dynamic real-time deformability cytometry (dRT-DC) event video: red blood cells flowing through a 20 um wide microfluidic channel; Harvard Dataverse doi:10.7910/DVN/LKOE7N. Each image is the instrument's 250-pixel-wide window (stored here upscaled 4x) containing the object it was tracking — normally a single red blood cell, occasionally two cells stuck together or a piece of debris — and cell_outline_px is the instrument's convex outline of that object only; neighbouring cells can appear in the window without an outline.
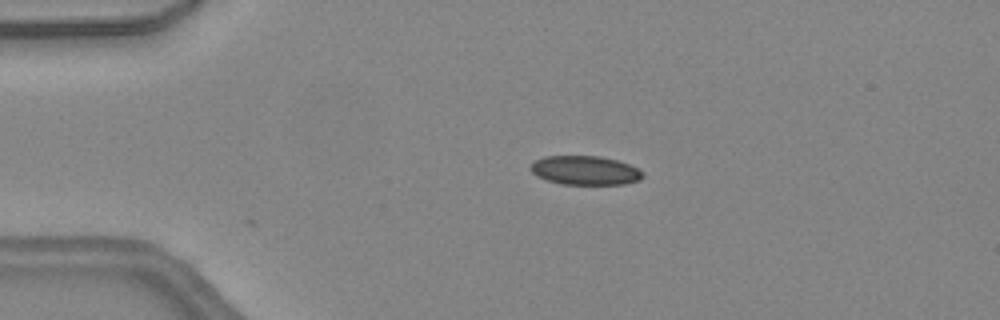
{"species": "common noctule bat (a hibernating species)", "species_latin": "Nyctalus noctula", "temperature_condition": "warm", "stored_images_in_passage": 2, "camera_frame_rate_fps": 3000, "um_per_image_px": 0.085, "animal": {"sex": "female", "body_mass_g": 24.6, "forearm_length_mm": 56.2}, "frame": {"image": 1, "passage_image": 1, "time_ms": 0.0, "image_size_px": [1000, 320], "cell_outline_px": [[644, 176], [640, 180], [624, 184], [564, 184], [548, 180], [536, 176], [528, 168], [536, 160], [544, 156], [600, 156], [616, 160], [628, 164], [644, 172]], "centroid_in_image_um": [49.73, 14.48], "position_along_channel_um": 35.3, "area_um2": 18.9}}